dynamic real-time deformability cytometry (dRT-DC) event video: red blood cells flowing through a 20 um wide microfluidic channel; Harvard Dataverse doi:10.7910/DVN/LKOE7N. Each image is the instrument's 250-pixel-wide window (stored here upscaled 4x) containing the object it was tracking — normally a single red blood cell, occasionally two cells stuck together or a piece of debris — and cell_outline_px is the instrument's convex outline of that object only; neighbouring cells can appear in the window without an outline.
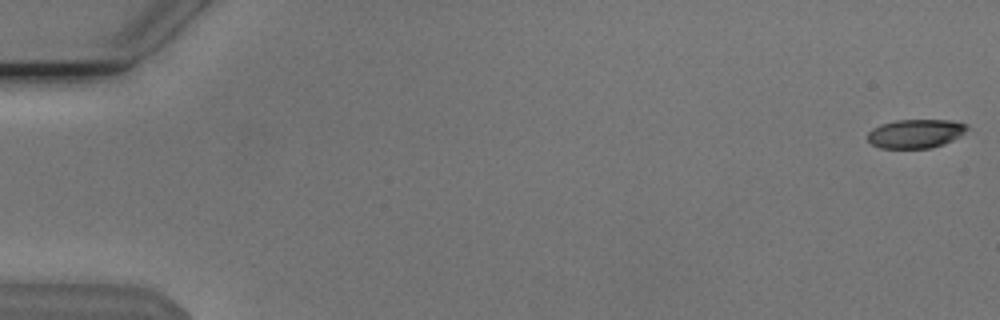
{"species": "Egyptian fruit bat (a non-hibernating species)", "species_latin": "Rousettus aegyptiacus", "temperature_condition": "cold", "stored_images_in_passage": 21, "camera_frame_rate_fps": 3000, "um_per_image_px": 0.085, "animal": {"sex": "male"}, "frame": {"image": 1, "passage_image": 1, "time_ms": 0.0, "image_size_px": [1000, 320], "cell_outline_px": [[968, 128], [964, 132], [952, 140], [944, 144], [932, 148], [880, 148], [872, 144], [868, 140], [868, 132], [872, 128], [880, 124], [896, 120], [952, 120], [968, 124]], "centroid_in_image_um": [77.81, 11.35], "position_along_channel_um": 7.2, "area_um2": 16.76}}